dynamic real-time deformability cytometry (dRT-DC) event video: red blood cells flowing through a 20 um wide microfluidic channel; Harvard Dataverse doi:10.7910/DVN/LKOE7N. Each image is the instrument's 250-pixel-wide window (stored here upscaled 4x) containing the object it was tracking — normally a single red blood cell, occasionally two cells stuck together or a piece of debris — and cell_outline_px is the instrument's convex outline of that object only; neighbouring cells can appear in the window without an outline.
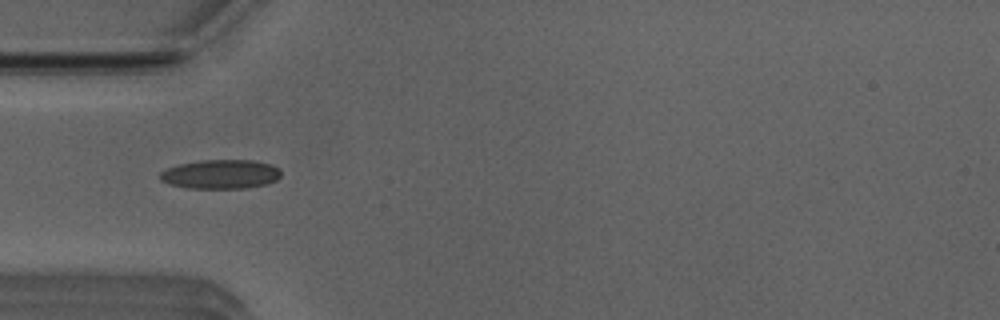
{"species": "Egyptian fruit bat (a non-hibernating species)", "species_latin": "Rousettus aegyptiacus", "temperature_condition": "room temperature", "stored_images_in_passage": 49, "camera_frame_rate_fps": 3000, "um_per_image_px": 0.085, "animal": {"sex": "male"}, "frame": {"image": 1, "passage_image": 13, "time_ms": 4.0, "image_size_px": [1000, 320], "cell_outline_px": [[280, 176], [276, 180], [268, 184], [244, 188], [188, 188], [168, 184], [160, 180], [160, 172], [168, 168], [180, 164], [200, 160], [252, 160], [272, 164], [280, 172]], "centroid_in_image_um": [18.75, 14.81], "position_along_channel_um": 66.3, "area_um2": 20.52}}
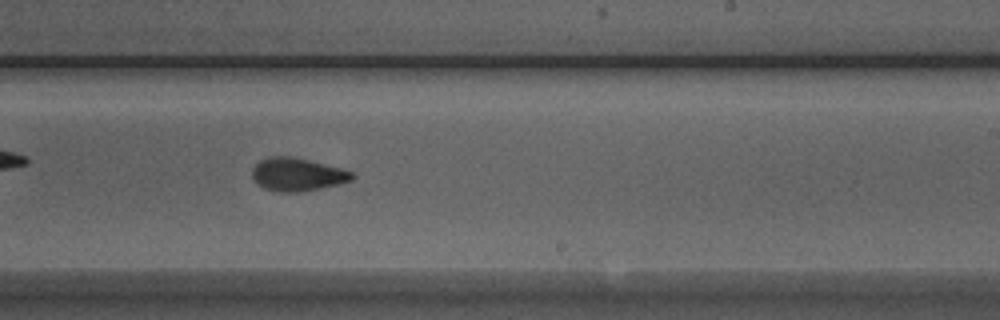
{"frame": {"image": 2, "passage_image": 28, "time_ms": 9.0, "image_size_px": [1000, 320], "cell_outline_px": [[356, 176], [352, 180], [340, 184], [300, 192], [280, 192], [264, 188], [256, 184], [252, 176], [252, 168], [260, 160], [268, 156], [288, 156], [308, 160], [340, 168], [352, 172]], "centroid_in_image_um": [25.25, 14.83], "position_along_channel_um": 263.8, "area_um2": 19.25}}
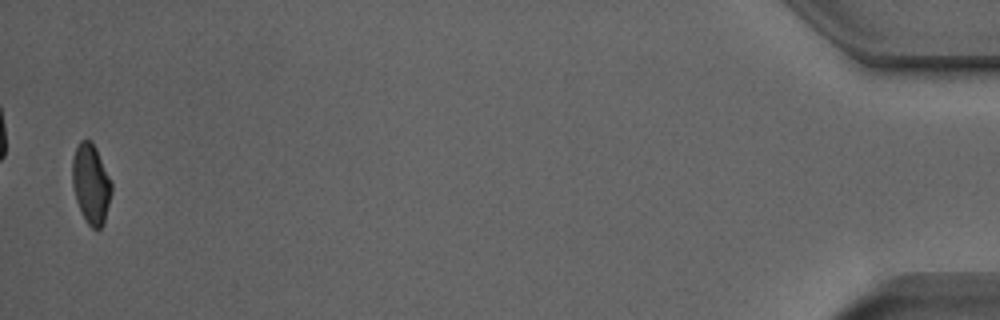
{"frame": {"image": 3, "passage_image": 48, "time_ms": 15.667, "image_size_px": [1000, 320], "cell_outline_px": [[112, 192], [104, 224], [100, 228], [92, 228], [88, 224], [76, 200], [72, 184], [72, 160], [76, 148], [80, 140], [88, 140], [96, 148], [112, 184]], "centroid_in_image_um": [7.73, 15.64], "position_along_channel_um": 427.5, "area_um2": 17.98}, "authors_computed_cell_mechanics": {"area_um2": 18.9006, "velocity_mm_per_s": 3.9479, "shape_relaxation_time_tau1_ms": 3.9714, "shape_relaxation_time_tau2_ms": 2.0194, "deformation_change_tau1": 0.1411, "deformation_change_tau2": 0.0668}}